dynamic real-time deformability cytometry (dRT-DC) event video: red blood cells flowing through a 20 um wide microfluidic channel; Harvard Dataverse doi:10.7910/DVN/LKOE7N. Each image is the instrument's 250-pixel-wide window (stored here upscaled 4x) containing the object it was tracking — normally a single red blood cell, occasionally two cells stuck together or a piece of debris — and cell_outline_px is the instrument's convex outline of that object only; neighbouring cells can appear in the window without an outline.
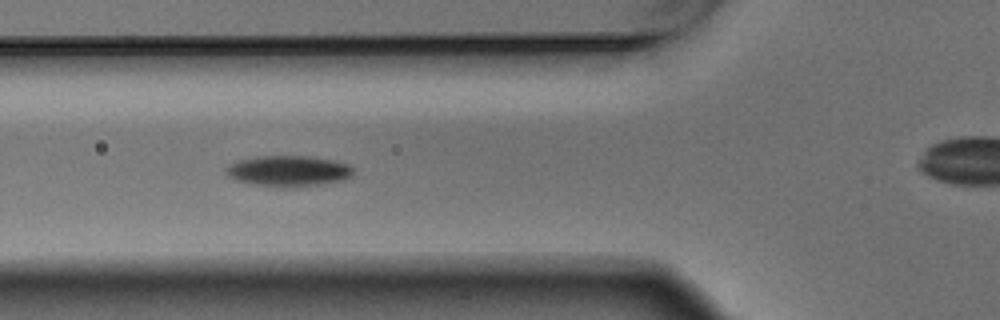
{"species": "Egyptian fruit bat (a non-hibernating species)", "species_latin": "Rousettus aegyptiacus", "temperature_condition": "warm", "stored_images_in_passage": 6, "camera_frame_rate_fps": 3000, "um_per_image_px": 0.085, "animal": {"sex": "male"}, "frame": {"image": 1, "passage_image": 5, "time_ms": 1.333, "image_size_px": [1000, 320], "cell_outline_px": [[352, 176], [344, 180], [320, 184], [284, 188], [252, 184], [232, 180], [224, 172], [224, 168], [228, 164], [240, 160], [256, 156], [312, 156], [336, 160], [352, 164]], "centroid_in_image_um": [24.5, 14.53], "position_along_channel_um": 101.3, "area_um2": 23.35}}